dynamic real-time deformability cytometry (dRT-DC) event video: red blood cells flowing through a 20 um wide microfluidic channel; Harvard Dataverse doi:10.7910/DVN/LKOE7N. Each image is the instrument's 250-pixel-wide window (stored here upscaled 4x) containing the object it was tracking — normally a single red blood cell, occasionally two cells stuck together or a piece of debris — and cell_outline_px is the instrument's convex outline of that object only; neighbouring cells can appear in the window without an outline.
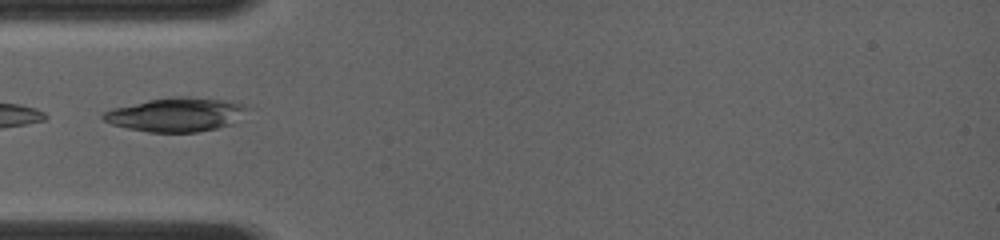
{"species": "common noctule bat (a hibernating species)", "species_latin": "Nyctalus noctula", "temperature_condition": "room temperature", "stored_images_in_passage": 20, "camera_frame_rate_fps": 4000, "um_per_image_px": 0.085, "animal": {"sex": "female", "body_mass_g": 19.0, "forearm_length_mm": 56.7}, "frame": {"image": 1, "passage_image": 1, "time_ms": 0.0, "image_size_px": [1000, 240], "cell_outline_px": [[244, 108], [236, 124], [196, 132], [148, 132], [128, 128], [112, 124], [104, 120], [100, 116], [104, 112], [112, 108], [148, 100], [172, 96], [188, 96], [220, 100], [244, 104]], "centroid_in_image_um": [14.91, 9.74], "position_along_channel_um": 70.1, "area_um2": 28.15}}
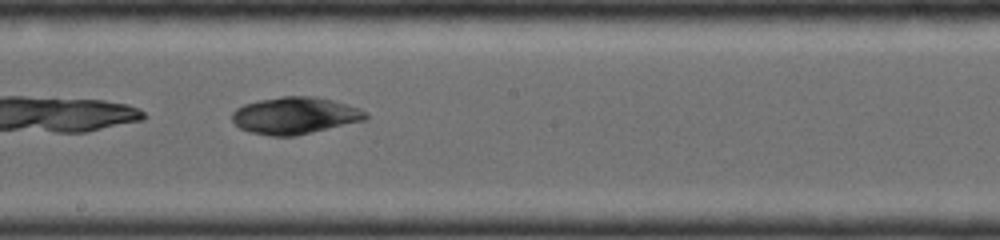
{"frame": {"image": 2, "passage_image": 9, "time_ms": 3.5, "image_size_px": [1000, 240], "cell_outline_px": [[368, 120], [296, 136], [272, 136], [252, 132], [240, 128], [232, 120], [232, 112], [236, 108], [244, 104], [260, 100], [280, 96], [312, 96], [332, 100], [360, 108], [368, 116]], "centroid_in_image_um": [25.09, 9.82], "position_along_channel_um": 223.1, "area_um2": 28.84}}
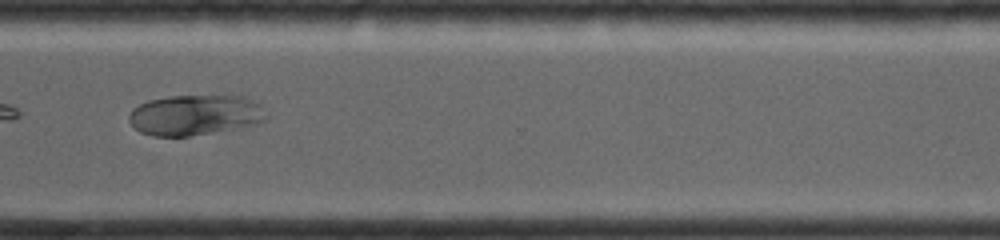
{"frame": {"image": 3, "passage_image": 16, "time_ms": 6.5, "image_size_px": [1000, 240], "cell_outline_px": [[268, 116], [264, 120], [252, 124], [188, 136], [152, 136], [140, 132], [128, 120], [128, 116], [132, 108], [148, 100], [168, 96], [244, 96], [260, 104]], "centroid_in_image_um": [16.53, 9.76], "position_along_channel_um": 354.1, "area_um2": 31.96}}